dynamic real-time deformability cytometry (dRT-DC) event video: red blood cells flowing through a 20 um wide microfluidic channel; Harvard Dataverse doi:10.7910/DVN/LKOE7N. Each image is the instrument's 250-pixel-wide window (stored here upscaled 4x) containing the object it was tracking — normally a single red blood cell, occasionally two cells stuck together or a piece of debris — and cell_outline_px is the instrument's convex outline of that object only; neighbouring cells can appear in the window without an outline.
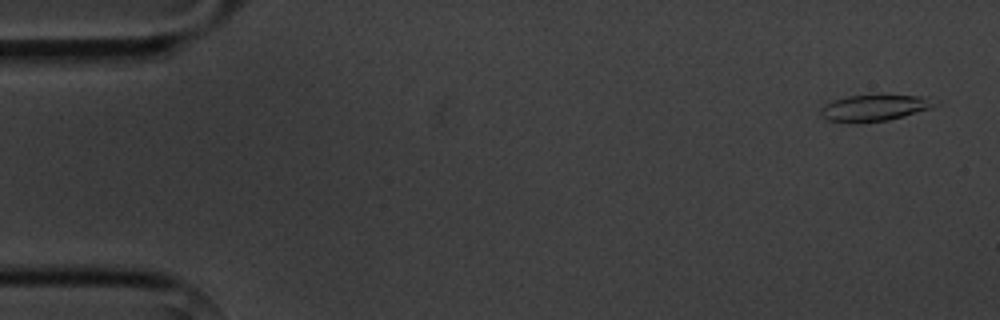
{"species": "common noctule bat (a hibernating species)", "species_latin": "Nyctalus noctula", "temperature_condition": "cold", "stored_images_in_passage": 8, "camera_frame_rate_fps": 3000, "um_per_image_px": 0.085, "animal": {"sex": "male", "body_mass_g": 20.1, "forearm_length_mm": 53.5}, "frame": {"image": 1, "passage_image": 1, "time_ms": 0.0, "image_size_px": [1000, 320], "cell_outline_px": [[940, 104], [932, 108], [904, 116], [888, 120], [828, 120], [820, 116], [820, 112], [828, 104], [836, 100], [848, 96], [920, 96], [940, 100]], "centroid_in_image_um": [74.49, 9.14], "position_along_channel_um": 10.5, "area_um2": 16.53}}
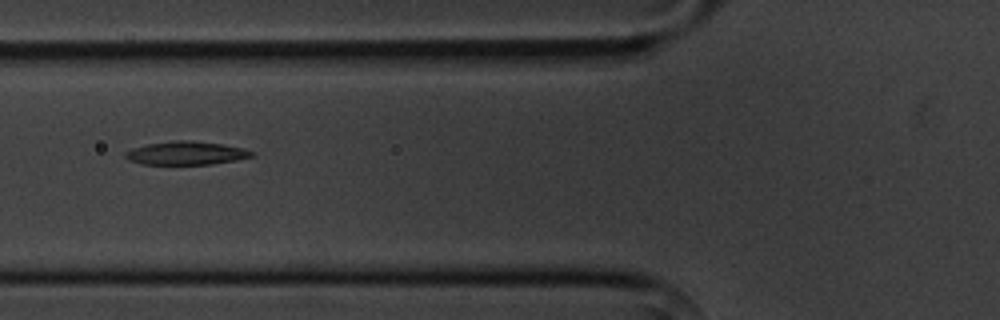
{"frame": {"image": 2, "passage_image": 6, "time_ms": 6.0, "image_size_px": [1000, 320], "cell_outline_px": [[256, 152], [252, 156], [236, 160], [212, 164], [144, 164], [128, 160], [124, 156], [124, 152], [132, 148], [148, 144], [176, 140], [188, 140], [224, 144], [244, 148]], "centroid_in_image_um": [15.83, 13.01], "position_along_channel_um": 110.0, "area_um2": 17.22}}
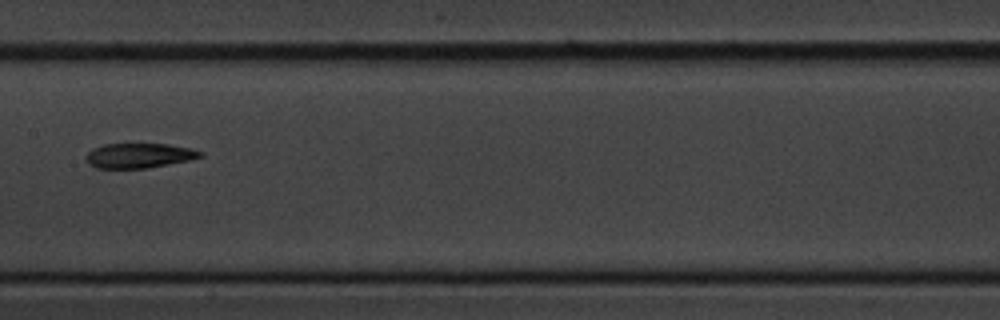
{"frame": {"image": 3, "passage_image": 8, "time_ms": 8.333, "image_size_px": [1000, 320], "cell_outline_px": [[204, 156], [192, 160], [148, 168], [96, 168], [88, 164], [88, 152], [92, 148], [104, 144], [168, 144], [192, 148], [204, 152]], "centroid_in_image_um": [11.89, 13.22], "position_along_channel_um": 195.5, "area_um2": 16.65}}